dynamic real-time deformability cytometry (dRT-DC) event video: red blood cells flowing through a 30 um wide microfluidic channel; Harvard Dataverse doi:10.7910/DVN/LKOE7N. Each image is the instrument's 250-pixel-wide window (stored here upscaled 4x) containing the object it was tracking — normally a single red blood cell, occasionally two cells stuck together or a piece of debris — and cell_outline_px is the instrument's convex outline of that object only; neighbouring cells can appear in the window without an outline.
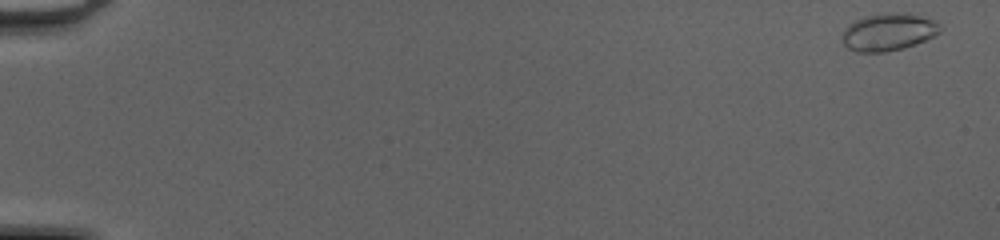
{"species": "common noctule bat (a hibernating species)", "species_latin": "Nyctalus noctula", "temperature_condition": "cold", "stored_images_in_passage": 50, "camera_frame_rate_fps": 3000, "um_per_image_px": 0.085, "animal": {"sex": "female", "body_mass_g": 20.0, "forearm_length_mm": 54.0}, "frame": {"image": 1, "passage_image": 1, "time_ms": 0.0, "image_size_px": [1000, 240], "cell_outline_px": [[944, 28], [940, 32], [924, 40], [904, 48], [884, 52], [856, 52], [848, 48], [840, 40], [840, 36], [844, 28], [848, 24], [864, 16], [880, 12], [908, 12], [936, 20]], "centroid_in_image_um": [75.5, 2.69], "position_along_channel_um": 9.5, "area_um2": 21.91}}
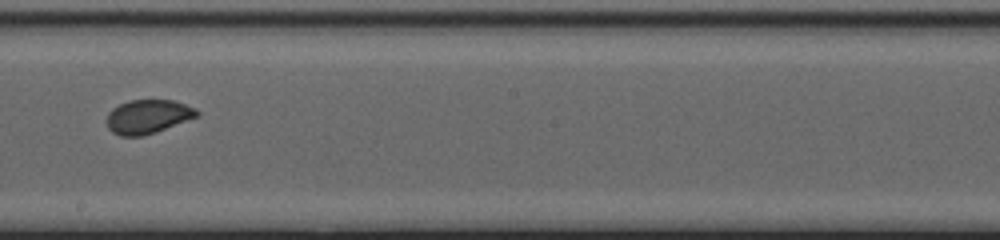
{"frame": {"image": 2, "passage_image": 30, "time_ms": 9.667, "image_size_px": [1000, 240], "cell_outline_px": [[200, 116], [156, 132], [140, 136], [120, 136], [112, 132], [108, 128], [108, 112], [112, 108], [128, 100], [172, 100], [196, 108], [200, 112]], "centroid_in_image_um": [12.6, 9.91], "position_along_channel_um": 235.6, "area_um2": 17.86}}
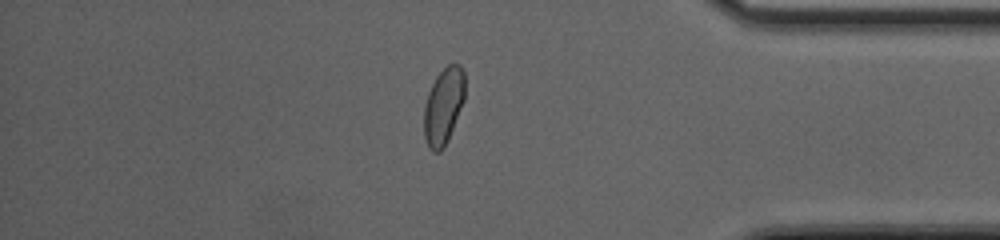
{"frame": {"image": 3, "passage_image": 43, "time_ms": 14.0, "image_size_px": [1000, 240], "cell_outline_px": [[464, 100], [448, 140], [444, 148], [440, 152], [432, 152], [428, 148], [424, 136], [424, 104], [428, 92], [436, 76], [448, 64], [460, 64], [464, 72]], "centroid_in_image_um": [37.68, 9.04], "position_along_channel_um": 397.5, "area_um2": 18.32}, "authors_computed_cell_mechanics": {"area_um2": 18.7561, "velocity_mm_per_s": 4.2351, "shape_relaxation_time_tau1_ms": 6.0605, "shape_relaxation_time_tau2_ms": null, "deformation_change_tau1": 0.1087, "deformation_change_tau2": null}}